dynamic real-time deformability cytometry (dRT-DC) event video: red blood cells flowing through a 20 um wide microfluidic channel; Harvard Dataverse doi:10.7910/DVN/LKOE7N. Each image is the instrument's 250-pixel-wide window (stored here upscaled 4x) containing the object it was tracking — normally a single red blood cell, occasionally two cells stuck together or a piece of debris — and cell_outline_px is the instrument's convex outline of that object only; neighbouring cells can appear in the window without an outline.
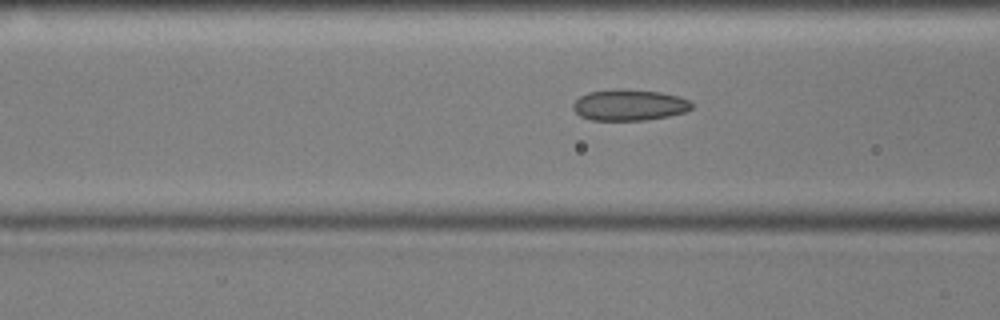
{"species": "common noctule bat (a hibernating species)", "species_latin": "Nyctalus noctula", "temperature_condition": "cold", "stored_images_in_passage": 54, "camera_frame_rate_fps": 3000, "um_per_image_px": 0.085, "animal": {"sex": "male", "body_mass_g": 17.9, "forearm_length_mm": 54.2}, "frame": {"image": 1, "passage_image": 20, "time_ms": 6.333, "image_size_px": [1000, 320], "cell_outline_px": [[692, 108], [684, 112], [668, 116], [644, 120], [592, 120], [580, 116], [572, 108], [572, 104], [580, 96], [588, 92], [616, 88], [620, 88], [660, 92], [680, 96], [692, 100]], "centroid_in_image_um": [53.49, 8.91], "position_along_channel_um": 113.1, "area_um2": 21.73}}
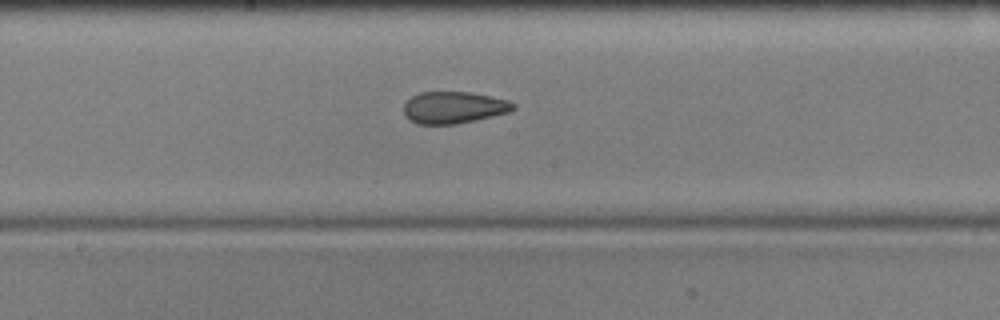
{"frame": {"image": 2, "passage_image": 28, "time_ms": 9.0, "image_size_px": [1000, 320], "cell_outline_px": [[516, 108], [512, 112], [456, 124], [416, 124], [408, 120], [404, 116], [404, 104], [412, 96], [420, 92], [472, 92], [508, 100], [516, 104]], "centroid_in_image_um": [38.58, 9.14], "position_along_channel_um": 209.6, "area_um2": 20.58}}
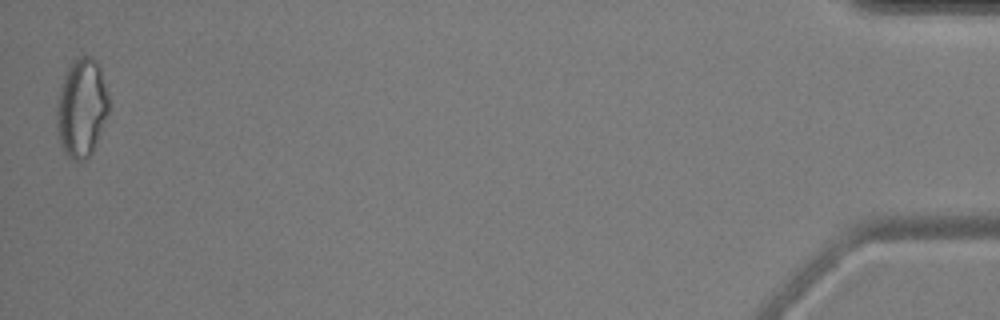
{"frame": {"image": 3, "passage_image": 54, "time_ms": 17.667, "image_size_px": [1000, 320], "cell_outline_px": [[108, 112], [92, 152], [88, 160], [72, 160], [64, 152], [60, 144], [56, 128], [56, 108], [60, 88], [64, 76], [72, 60], [76, 56], [92, 56], [96, 60], [100, 68], [108, 96]], "centroid_in_image_um": [6.91, 9.17], "position_along_channel_um": 428.3, "area_um2": 29.94}, "authors_computed_cell_mechanics": {"area_um2": 22.3108, "velocity_mm_per_s": 3.6105, "shape_relaxation_time_tau1_ms": null, "shape_relaxation_time_tau2_ms": 2.5043, "deformation_change_tau1": null, "deformation_change_tau2": 0.0833}}